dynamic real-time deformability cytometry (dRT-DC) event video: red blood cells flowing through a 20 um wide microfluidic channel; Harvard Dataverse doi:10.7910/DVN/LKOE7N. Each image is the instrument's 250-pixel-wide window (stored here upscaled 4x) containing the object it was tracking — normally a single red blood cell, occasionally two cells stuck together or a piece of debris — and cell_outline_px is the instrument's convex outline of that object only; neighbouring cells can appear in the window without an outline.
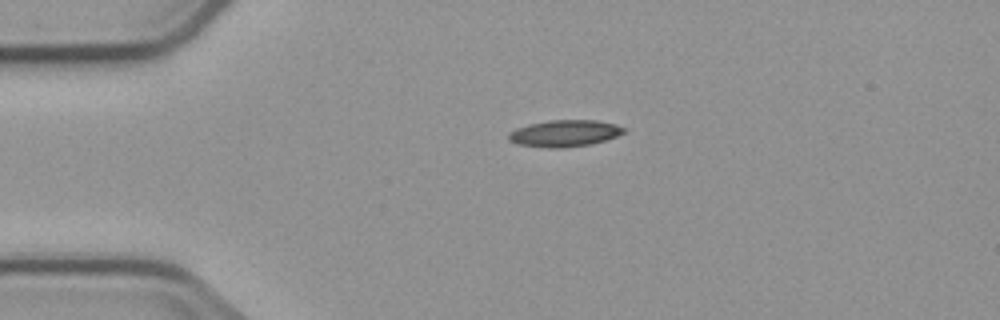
{"species": "common noctule bat (a hibernating species)", "species_latin": "Nyctalus noctula", "temperature_condition": "cold", "stored_images_in_passage": 3, "camera_frame_rate_fps": 3000, "um_per_image_px": 0.085, "animal": {"sex": "male", "body_mass_g": 23.1, "forearm_length_mm": 52.7}, "frame": {"image": 1, "passage_image": 3, "time_ms": 3.333, "image_size_px": [1000, 320], "cell_outline_px": [[628, 128], [624, 132], [616, 136], [604, 140], [588, 144], [564, 148], [548, 148], [516, 144], [508, 140], [508, 132], [516, 128], [528, 124], [548, 120], [596, 120], [616, 124]], "centroid_in_image_um": [47.96, 11.33], "position_along_channel_um": 37.0, "area_um2": 18.03}}